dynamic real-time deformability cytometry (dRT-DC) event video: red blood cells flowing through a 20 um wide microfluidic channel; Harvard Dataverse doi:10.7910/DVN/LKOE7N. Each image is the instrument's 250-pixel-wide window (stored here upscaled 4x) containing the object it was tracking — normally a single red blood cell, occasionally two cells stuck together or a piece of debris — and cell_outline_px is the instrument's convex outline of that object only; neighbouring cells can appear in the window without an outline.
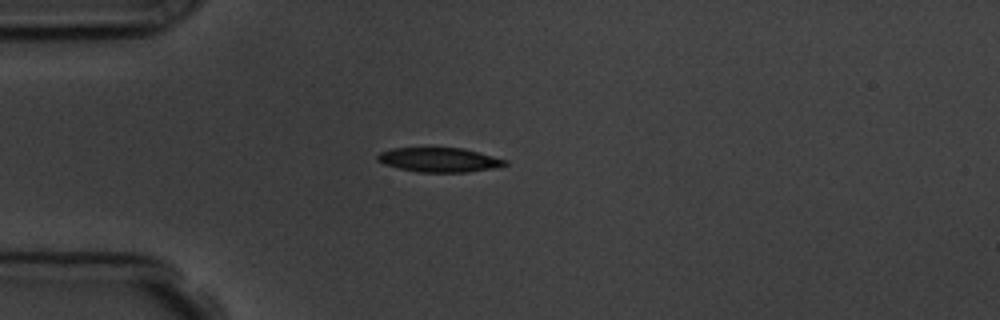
{"species": "common noctule bat (a hibernating species)", "species_latin": "Nyctalus noctula", "temperature_condition": "room temperature", "stored_images_in_passage": 2, "camera_frame_rate_fps": 3000, "um_per_image_px": 0.085, "animal": {"sex": "male", "body_mass_g": 19.5, "forearm_length_mm": 54.6}, "frame": {"image": 1, "passage_image": 1, "time_ms": 0.0, "image_size_px": [1000, 320], "cell_outline_px": [[508, 164], [500, 168], [468, 172], [416, 172], [384, 164], [376, 160], [376, 156], [380, 152], [392, 148], [464, 148], [508, 160]], "centroid_in_image_um": [37.38, 13.59], "position_along_channel_um": 47.6, "area_um2": 18.32}}